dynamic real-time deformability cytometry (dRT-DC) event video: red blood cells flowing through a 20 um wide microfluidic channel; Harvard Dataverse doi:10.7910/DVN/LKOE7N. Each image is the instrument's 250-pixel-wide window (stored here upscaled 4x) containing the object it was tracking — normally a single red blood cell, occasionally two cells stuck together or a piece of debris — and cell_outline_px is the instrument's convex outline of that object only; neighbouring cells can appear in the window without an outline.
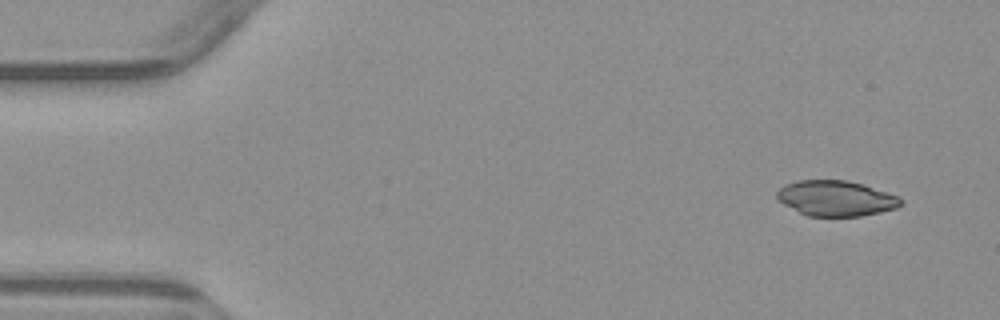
{"species": "common noctule bat (a hibernating species)", "species_latin": "Nyctalus noctula", "temperature_condition": "warm", "stored_images_in_passage": 4, "camera_frame_rate_fps": 3000, "um_per_image_px": 0.085, "animal": {"sex": "male", "body_mass_g": 23.1, "forearm_length_mm": 52.7}, "frame": {"image": 1, "passage_image": 1, "time_ms": 0.0, "image_size_px": [1000, 320], "cell_outline_px": [[904, 200], [896, 208], [880, 212], [860, 216], [808, 216], [784, 204], [776, 196], [776, 192], [784, 184], [800, 180], [848, 180], [864, 184], [900, 196]], "centroid_in_image_um": [71.08, 16.84], "position_along_channel_um": 13.9, "area_um2": 25.61}}